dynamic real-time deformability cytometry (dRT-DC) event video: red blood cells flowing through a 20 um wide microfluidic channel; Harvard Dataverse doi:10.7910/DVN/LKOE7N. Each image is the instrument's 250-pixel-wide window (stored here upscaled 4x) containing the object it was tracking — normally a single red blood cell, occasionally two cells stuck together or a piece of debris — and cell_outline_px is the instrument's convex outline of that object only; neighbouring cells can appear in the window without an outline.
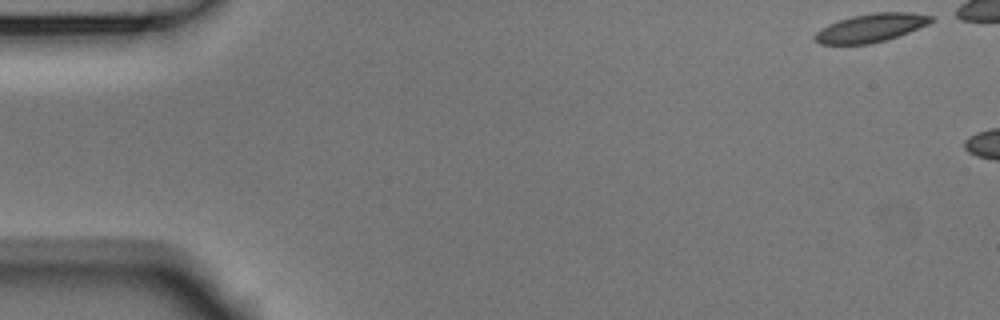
{"species": "Egyptian fruit bat (a non-hibernating species)", "species_latin": "Rousettus aegyptiacus", "temperature_condition": "room temperature", "stored_images_in_passage": 8, "camera_frame_rate_fps": 3000, "um_per_image_px": 0.085, "animal": {"sex": "male"}, "frame": {"image": 1, "passage_image": 1, "time_ms": 0.0, "image_size_px": [1000, 320], "cell_outline_px": [[936, 20], [928, 24], [908, 32], [884, 40], [868, 44], [820, 44], [812, 36], [816, 32], [828, 24], [852, 16], [876, 12], [912, 12], [932, 16]], "centroid_in_image_um": [74.03, 2.36], "position_along_channel_um": 11.0, "area_um2": 19.02}}